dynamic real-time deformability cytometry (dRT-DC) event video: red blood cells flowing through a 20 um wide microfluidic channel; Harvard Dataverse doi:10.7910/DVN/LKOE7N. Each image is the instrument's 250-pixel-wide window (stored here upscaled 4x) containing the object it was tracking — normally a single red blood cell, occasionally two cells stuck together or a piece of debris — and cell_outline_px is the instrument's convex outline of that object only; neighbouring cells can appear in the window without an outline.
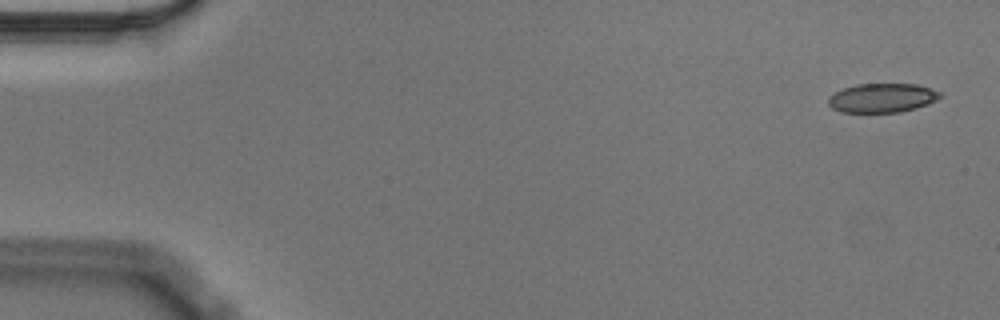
{"species": "Egyptian fruit bat (a non-hibernating species)", "species_latin": "Rousettus aegyptiacus", "temperature_condition": "cold", "stored_images_in_passage": 56, "camera_frame_rate_fps": 3000, "um_per_image_px": 0.085, "animal": {"sex": "male"}, "frame": {"image": 1, "passage_image": 2, "time_ms": 0.333, "image_size_px": [1000, 320], "cell_outline_px": [[944, 96], [928, 104], [916, 108], [900, 112], [840, 112], [832, 108], [828, 104], [828, 96], [844, 88], [856, 84], [916, 84], [940, 92]], "centroid_in_image_um": [74.98, 8.32], "position_along_channel_um": 10.0, "area_um2": 18.96}}
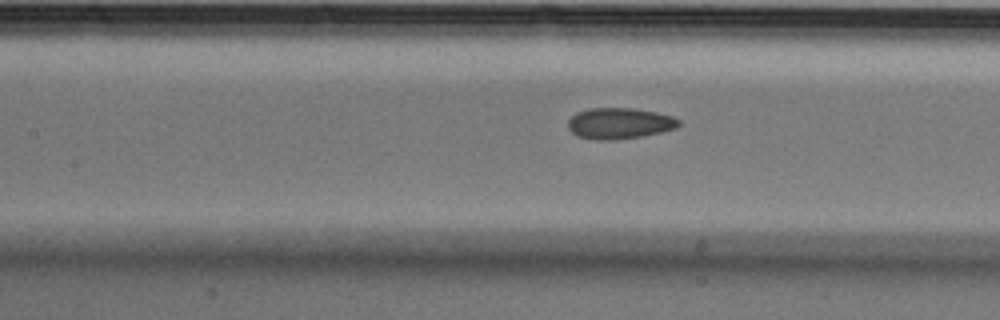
{"frame": {"image": 2, "passage_image": 25, "time_ms": 8.0, "image_size_px": [1000, 320], "cell_outline_px": [[680, 124], [676, 128], [660, 132], [640, 136], [612, 140], [596, 140], [576, 136], [568, 128], [568, 120], [576, 112], [588, 108], [632, 108], [656, 112], [672, 116], [680, 120]], "centroid_in_image_um": [52.62, 10.48], "position_along_channel_um": 154.8, "area_um2": 20.06}}
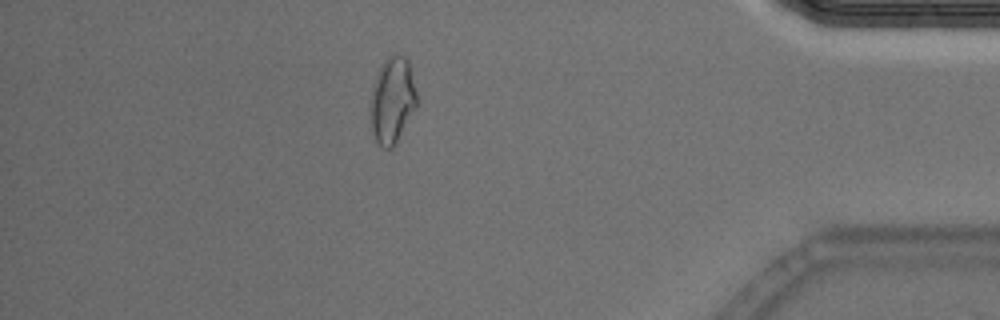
{"frame": {"image": 3, "passage_image": 49, "time_ms": 16.0, "image_size_px": [1000, 320], "cell_outline_px": [[416, 108], [396, 144], [392, 148], [384, 148], [376, 140], [372, 128], [372, 96], [376, 72], [380, 64], [388, 56], [404, 56], [408, 60], [416, 92]], "centroid_in_image_um": [33.37, 8.52], "position_along_channel_um": 401.8, "area_um2": 22.77}, "authors_computed_cell_mechanics": {"area_um2": 20.1722, "velocity_mm_per_s": 3.5643, "shape_relaxation_time_tau1_ms": null, "shape_relaxation_time_tau2_ms": 2.0959, "deformation_change_tau1": null, "deformation_change_tau2": 0.0714}}